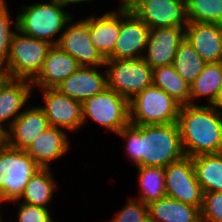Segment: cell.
Here are the masks:
<instances>
[{"instance_id":"cell-19","label":"cell","mask_w":222,"mask_h":222,"mask_svg":"<svg viewBox=\"0 0 222 222\" xmlns=\"http://www.w3.org/2000/svg\"><path fill=\"white\" fill-rule=\"evenodd\" d=\"M32 89L30 80L11 78L0 89V131L3 134L21 115L23 107L25 108L27 100L31 97Z\"/></svg>"},{"instance_id":"cell-1","label":"cell","mask_w":222,"mask_h":222,"mask_svg":"<svg viewBox=\"0 0 222 222\" xmlns=\"http://www.w3.org/2000/svg\"><path fill=\"white\" fill-rule=\"evenodd\" d=\"M126 141V154L136 166L165 168L185 156L177 123L138 125L129 123L117 133Z\"/></svg>"},{"instance_id":"cell-2","label":"cell","mask_w":222,"mask_h":222,"mask_svg":"<svg viewBox=\"0 0 222 222\" xmlns=\"http://www.w3.org/2000/svg\"><path fill=\"white\" fill-rule=\"evenodd\" d=\"M177 124L185 156L222 153V113L216 105L181 106Z\"/></svg>"},{"instance_id":"cell-12","label":"cell","mask_w":222,"mask_h":222,"mask_svg":"<svg viewBox=\"0 0 222 222\" xmlns=\"http://www.w3.org/2000/svg\"><path fill=\"white\" fill-rule=\"evenodd\" d=\"M130 9L150 29L188 24L185 0H137Z\"/></svg>"},{"instance_id":"cell-5","label":"cell","mask_w":222,"mask_h":222,"mask_svg":"<svg viewBox=\"0 0 222 222\" xmlns=\"http://www.w3.org/2000/svg\"><path fill=\"white\" fill-rule=\"evenodd\" d=\"M180 108L171 96L152 85L129 101V121L138 125L177 123Z\"/></svg>"},{"instance_id":"cell-30","label":"cell","mask_w":222,"mask_h":222,"mask_svg":"<svg viewBox=\"0 0 222 222\" xmlns=\"http://www.w3.org/2000/svg\"><path fill=\"white\" fill-rule=\"evenodd\" d=\"M110 222H149L148 206L140 200L129 198Z\"/></svg>"},{"instance_id":"cell-23","label":"cell","mask_w":222,"mask_h":222,"mask_svg":"<svg viewBox=\"0 0 222 222\" xmlns=\"http://www.w3.org/2000/svg\"><path fill=\"white\" fill-rule=\"evenodd\" d=\"M206 97L208 105H217L222 97V62L207 63L190 85V105L194 99Z\"/></svg>"},{"instance_id":"cell-15","label":"cell","mask_w":222,"mask_h":222,"mask_svg":"<svg viewBox=\"0 0 222 222\" xmlns=\"http://www.w3.org/2000/svg\"><path fill=\"white\" fill-rule=\"evenodd\" d=\"M50 127L49 121L39 106L23 110L21 115L4 133V142L15 149L27 150L33 141Z\"/></svg>"},{"instance_id":"cell-18","label":"cell","mask_w":222,"mask_h":222,"mask_svg":"<svg viewBox=\"0 0 222 222\" xmlns=\"http://www.w3.org/2000/svg\"><path fill=\"white\" fill-rule=\"evenodd\" d=\"M81 66L70 54L57 45H52L39 74L31 81L33 88H56ZM36 85V86H35Z\"/></svg>"},{"instance_id":"cell-34","label":"cell","mask_w":222,"mask_h":222,"mask_svg":"<svg viewBox=\"0 0 222 222\" xmlns=\"http://www.w3.org/2000/svg\"><path fill=\"white\" fill-rule=\"evenodd\" d=\"M10 79L8 72L3 66H0V89Z\"/></svg>"},{"instance_id":"cell-33","label":"cell","mask_w":222,"mask_h":222,"mask_svg":"<svg viewBox=\"0 0 222 222\" xmlns=\"http://www.w3.org/2000/svg\"><path fill=\"white\" fill-rule=\"evenodd\" d=\"M18 210V222H54L48 208L20 202Z\"/></svg>"},{"instance_id":"cell-21","label":"cell","mask_w":222,"mask_h":222,"mask_svg":"<svg viewBox=\"0 0 222 222\" xmlns=\"http://www.w3.org/2000/svg\"><path fill=\"white\" fill-rule=\"evenodd\" d=\"M118 11H107L100 17H89V31L93 46L106 59L113 51L120 32V6Z\"/></svg>"},{"instance_id":"cell-36","label":"cell","mask_w":222,"mask_h":222,"mask_svg":"<svg viewBox=\"0 0 222 222\" xmlns=\"http://www.w3.org/2000/svg\"><path fill=\"white\" fill-rule=\"evenodd\" d=\"M122 2L120 3V6L123 7H131L137 0H121Z\"/></svg>"},{"instance_id":"cell-9","label":"cell","mask_w":222,"mask_h":222,"mask_svg":"<svg viewBox=\"0 0 222 222\" xmlns=\"http://www.w3.org/2000/svg\"><path fill=\"white\" fill-rule=\"evenodd\" d=\"M166 196L201 209L203 191L197 180L192 157L170 163L164 168Z\"/></svg>"},{"instance_id":"cell-25","label":"cell","mask_w":222,"mask_h":222,"mask_svg":"<svg viewBox=\"0 0 222 222\" xmlns=\"http://www.w3.org/2000/svg\"><path fill=\"white\" fill-rule=\"evenodd\" d=\"M52 175L49 168H40L36 171L25 186L20 198L23 199L22 202L47 208L57 186Z\"/></svg>"},{"instance_id":"cell-14","label":"cell","mask_w":222,"mask_h":222,"mask_svg":"<svg viewBox=\"0 0 222 222\" xmlns=\"http://www.w3.org/2000/svg\"><path fill=\"white\" fill-rule=\"evenodd\" d=\"M185 39V27H169L150 29L146 53L143 59L153 70L171 65L180 43Z\"/></svg>"},{"instance_id":"cell-29","label":"cell","mask_w":222,"mask_h":222,"mask_svg":"<svg viewBox=\"0 0 222 222\" xmlns=\"http://www.w3.org/2000/svg\"><path fill=\"white\" fill-rule=\"evenodd\" d=\"M188 22L222 24V0H185Z\"/></svg>"},{"instance_id":"cell-38","label":"cell","mask_w":222,"mask_h":222,"mask_svg":"<svg viewBox=\"0 0 222 222\" xmlns=\"http://www.w3.org/2000/svg\"><path fill=\"white\" fill-rule=\"evenodd\" d=\"M4 143V134L0 131V146Z\"/></svg>"},{"instance_id":"cell-3","label":"cell","mask_w":222,"mask_h":222,"mask_svg":"<svg viewBox=\"0 0 222 222\" xmlns=\"http://www.w3.org/2000/svg\"><path fill=\"white\" fill-rule=\"evenodd\" d=\"M57 1L38 2L22 7L17 16V29L24 35L57 45L67 23L73 18ZM60 36L54 40L55 35Z\"/></svg>"},{"instance_id":"cell-6","label":"cell","mask_w":222,"mask_h":222,"mask_svg":"<svg viewBox=\"0 0 222 222\" xmlns=\"http://www.w3.org/2000/svg\"><path fill=\"white\" fill-rule=\"evenodd\" d=\"M51 47L49 42L24 35L17 29L12 36L10 52L3 67L11 79L32 81L39 74Z\"/></svg>"},{"instance_id":"cell-13","label":"cell","mask_w":222,"mask_h":222,"mask_svg":"<svg viewBox=\"0 0 222 222\" xmlns=\"http://www.w3.org/2000/svg\"><path fill=\"white\" fill-rule=\"evenodd\" d=\"M44 106H39L45 113L50 126L77 131L83 124L82 102L69 98L56 88L41 89Z\"/></svg>"},{"instance_id":"cell-28","label":"cell","mask_w":222,"mask_h":222,"mask_svg":"<svg viewBox=\"0 0 222 222\" xmlns=\"http://www.w3.org/2000/svg\"><path fill=\"white\" fill-rule=\"evenodd\" d=\"M206 64L186 38L180 43L172 63L176 72L189 85L199 76Z\"/></svg>"},{"instance_id":"cell-24","label":"cell","mask_w":222,"mask_h":222,"mask_svg":"<svg viewBox=\"0 0 222 222\" xmlns=\"http://www.w3.org/2000/svg\"><path fill=\"white\" fill-rule=\"evenodd\" d=\"M192 162L203 193L222 192V153L197 155Z\"/></svg>"},{"instance_id":"cell-39","label":"cell","mask_w":222,"mask_h":222,"mask_svg":"<svg viewBox=\"0 0 222 222\" xmlns=\"http://www.w3.org/2000/svg\"><path fill=\"white\" fill-rule=\"evenodd\" d=\"M217 106V108L220 110V111H222V97H221V99H220V101H219V103L216 105Z\"/></svg>"},{"instance_id":"cell-20","label":"cell","mask_w":222,"mask_h":222,"mask_svg":"<svg viewBox=\"0 0 222 222\" xmlns=\"http://www.w3.org/2000/svg\"><path fill=\"white\" fill-rule=\"evenodd\" d=\"M69 147L67 132L62 128L50 126L26 151L40 168L50 169V162L67 153Z\"/></svg>"},{"instance_id":"cell-11","label":"cell","mask_w":222,"mask_h":222,"mask_svg":"<svg viewBox=\"0 0 222 222\" xmlns=\"http://www.w3.org/2000/svg\"><path fill=\"white\" fill-rule=\"evenodd\" d=\"M73 19L74 17L61 33L57 46L75 58L80 66L104 67L106 59L96 50L91 40L89 18L75 23Z\"/></svg>"},{"instance_id":"cell-32","label":"cell","mask_w":222,"mask_h":222,"mask_svg":"<svg viewBox=\"0 0 222 222\" xmlns=\"http://www.w3.org/2000/svg\"><path fill=\"white\" fill-rule=\"evenodd\" d=\"M12 22L14 23L15 31L10 29L12 28L11 27ZM16 30H17V17L15 21H12L8 11V7H6L0 13V66H3L7 61L10 52L11 39Z\"/></svg>"},{"instance_id":"cell-7","label":"cell","mask_w":222,"mask_h":222,"mask_svg":"<svg viewBox=\"0 0 222 222\" xmlns=\"http://www.w3.org/2000/svg\"><path fill=\"white\" fill-rule=\"evenodd\" d=\"M107 86L128 101L153 85V70L143 58L106 59Z\"/></svg>"},{"instance_id":"cell-22","label":"cell","mask_w":222,"mask_h":222,"mask_svg":"<svg viewBox=\"0 0 222 222\" xmlns=\"http://www.w3.org/2000/svg\"><path fill=\"white\" fill-rule=\"evenodd\" d=\"M147 206L149 222H202L200 208L168 196Z\"/></svg>"},{"instance_id":"cell-26","label":"cell","mask_w":222,"mask_h":222,"mask_svg":"<svg viewBox=\"0 0 222 222\" xmlns=\"http://www.w3.org/2000/svg\"><path fill=\"white\" fill-rule=\"evenodd\" d=\"M153 86L162 89L181 106L190 105V85L172 64L153 69Z\"/></svg>"},{"instance_id":"cell-40","label":"cell","mask_w":222,"mask_h":222,"mask_svg":"<svg viewBox=\"0 0 222 222\" xmlns=\"http://www.w3.org/2000/svg\"><path fill=\"white\" fill-rule=\"evenodd\" d=\"M4 203L5 201L1 198V196H0V203ZM0 210H1V208H0ZM3 220H2V218H1V211H0V222H2Z\"/></svg>"},{"instance_id":"cell-17","label":"cell","mask_w":222,"mask_h":222,"mask_svg":"<svg viewBox=\"0 0 222 222\" xmlns=\"http://www.w3.org/2000/svg\"><path fill=\"white\" fill-rule=\"evenodd\" d=\"M98 68L81 66L56 89L69 98L83 103L108 88L106 71L100 74Z\"/></svg>"},{"instance_id":"cell-37","label":"cell","mask_w":222,"mask_h":222,"mask_svg":"<svg viewBox=\"0 0 222 222\" xmlns=\"http://www.w3.org/2000/svg\"><path fill=\"white\" fill-rule=\"evenodd\" d=\"M7 7L5 0H0V13Z\"/></svg>"},{"instance_id":"cell-27","label":"cell","mask_w":222,"mask_h":222,"mask_svg":"<svg viewBox=\"0 0 222 222\" xmlns=\"http://www.w3.org/2000/svg\"><path fill=\"white\" fill-rule=\"evenodd\" d=\"M140 195L137 199L148 205L166 196L165 171L163 167L136 166Z\"/></svg>"},{"instance_id":"cell-10","label":"cell","mask_w":222,"mask_h":222,"mask_svg":"<svg viewBox=\"0 0 222 222\" xmlns=\"http://www.w3.org/2000/svg\"><path fill=\"white\" fill-rule=\"evenodd\" d=\"M149 31L150 28L129 7L120 6V32L114 51L106 59L142 58Z\"/></svg>"},{"instance_id":"cell-16","label":"cell","mask_w":222,"mask_h":222,"mask_svg":"<svg viewBox=\"0 0 222 222\" xmlns=\"http://www.w3.org/2000/svg\"><path fill=\"white\" fill-rule=\"evenodd\" d=\"M185 38L207 63L222 62V24L188 22Z\"/></svg>"},{"instance_id":"cell-31","label":"cell","mask_w":222,"mask_h":222,"mask_svg":"<svg viewBox=\"0 0 222 222\" xmlns=\"http://www.w3.org/2000/svg\"><path fill=\"white\" fill-rule=\"evenodd\" d=\"M201 221L222 222V192L203 193Z\"/></svg>"},{"instance_id":"cell-4","label":"cell","mask_w":222,"mask_h":222,"mask_svg":"<svg viewBox=\"0 0 222 222\" xmlns=\"http://www.w3.org/2000/svg\"><path fill=\"white\" fill-rule=\"evenodd\" d=\"M40 167L26 150L5 142L0 146V196L7 202H20L25 186Z\"/></svg>"},{"instance_id":"cell-35","label":"cell","mask_w":222,"mask_h":222,"mask_svg":"<svg viewBox=\"0 0 222 222\" xmlns=\"http://www.w3.org/2000/svg\"><path fill=\"white\" fill-rule=\"evenodd\" d=\"M54 1H57L61 6L63 7H66L68 5H71V4H76V3H83V2H89V1H92V0H54Z\"/></svg>"},{"instance_id":"cell-8","label":"cell","mask_w":222,"mask_h":222,"mask_svg":"<svg viewBox=\"0 0 222 222\" xmlns=\"http://www.w3.org/2000/svg\"><path fill=\"white\" fill-rule=\"evenodd\" d=\"M83 124L88 118L105 129L118 133L129 121V101L107 88L82 103Z\"/></svg>"}]
</instances>
